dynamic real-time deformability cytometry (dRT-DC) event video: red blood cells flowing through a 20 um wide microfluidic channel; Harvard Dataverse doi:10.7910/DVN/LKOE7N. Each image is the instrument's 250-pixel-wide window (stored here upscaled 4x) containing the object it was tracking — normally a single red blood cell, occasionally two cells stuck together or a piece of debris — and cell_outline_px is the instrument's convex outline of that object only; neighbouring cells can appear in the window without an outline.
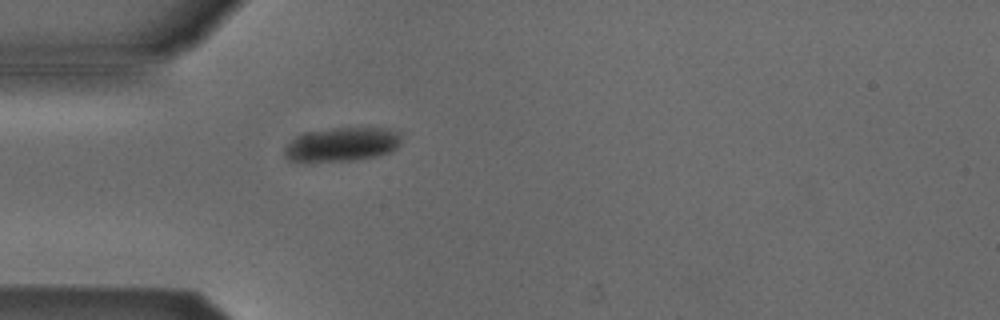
{"species": "Egyptian fruit bat (a non-hibernating species)", "species_latin": "Rousettus aegyptiacus", "temperature_condition": "cold", "stored_images_in_passage": 1, "camera_frame_rate_fps": 3000, "um_per_image_px": 0.085, "animal": {"sex": "male"}, "frame": {"image": 1, "passage_image": 1, "time_ms": 0.0, "image_size_px": [1000, 320], "cell_outline_px": [[400, 144], [392, 152], [376, 156], [352, 160], [292, 160], [284, 152], [284, 148], [296, 136], [304, 132], [328, 128], [388, 128], [400, 132]], "centroid_in_image_um": [29.13, 12.23], "position_along_channel_um": 55.9, "area_um2": 22.77}}